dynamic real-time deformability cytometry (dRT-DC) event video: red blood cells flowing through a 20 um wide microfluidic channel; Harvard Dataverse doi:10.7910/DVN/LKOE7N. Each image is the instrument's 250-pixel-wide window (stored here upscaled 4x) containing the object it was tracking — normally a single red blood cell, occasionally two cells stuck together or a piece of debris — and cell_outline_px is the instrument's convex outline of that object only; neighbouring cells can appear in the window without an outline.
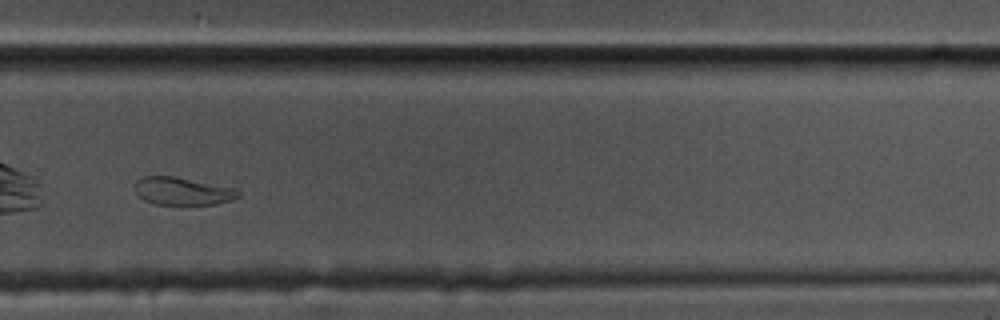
{"species": "common noctule bat (a hibernating species)", "species_latin": "Nyctalus noctula", "temperature_condition": "cold", "stored_images_in_passage": 41, "camera_frame_rate_fps": 3000, "um_per_image_px": 0.085, "animal": {"sex": "male", "body_mass_g": 17.5, "forearm_length_mm": 52.3}, "frame": {"image": 1, "passage_image": 35, "time_ms": 11.333, "image_size_px": [1000, 320], "cell_outline_px": [[240, 196], [232, 200], [216, 204], [152, 204], [144, 200], [136, 192], [136, 180], [144, 176], [172, 176], [236, 188], [240, 192]], "centroid_in_image_um": [15.53, 16.25], "position_along_channel_um": 314.3, "area_um2": 16.59}, "authors_computed_cell_mechanics": {"area_um2": 17.7446, "velocity_mm_per_s": 3.4428, "shape_relaxation_time_tau1_ms": 4.1372, "shape_relaxation_time_tau2_ms": null, "deformation_change_tau1": 0.1829, "deformation_change_tau2": null}}